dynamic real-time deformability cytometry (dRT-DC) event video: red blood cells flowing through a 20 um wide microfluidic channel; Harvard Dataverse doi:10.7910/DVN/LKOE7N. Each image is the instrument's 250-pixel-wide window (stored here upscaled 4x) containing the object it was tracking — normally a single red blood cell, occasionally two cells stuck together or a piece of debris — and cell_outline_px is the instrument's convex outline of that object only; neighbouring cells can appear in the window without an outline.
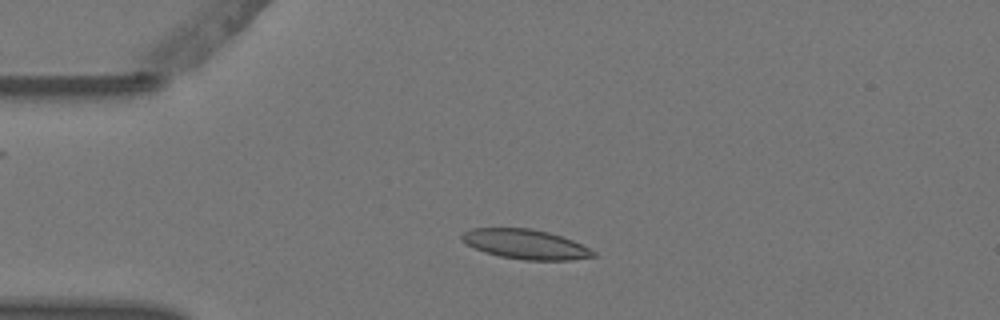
{"species": "Egyptian fruit bat (a non-hibernating species)", "species_latin": "Rousettus aegyptiacus", "temperature_condition": "warm", "stored_images_in_passage": 4, "camera_frame_rate_fps": 3000, "um_per_image_px": 0.085, "animal": {"sex": "female"}, "frame": {"image": 1, "passage_image": 3, "time_ms": 0.667, "image_size_px": [1000, 320], "cell_outline_px": [[596, 256], [568, 260], [524, 260], [500, 256], [484, 252], [460, 240], [460, 236], [464, 232], [472, 228], [532, 228], [548, 232], [572, 240], [596, 252]], "centroid_in_image_um": [44.65, 20.75], "position_along_channel_um": 40.4, "area_um2": 22.54}}